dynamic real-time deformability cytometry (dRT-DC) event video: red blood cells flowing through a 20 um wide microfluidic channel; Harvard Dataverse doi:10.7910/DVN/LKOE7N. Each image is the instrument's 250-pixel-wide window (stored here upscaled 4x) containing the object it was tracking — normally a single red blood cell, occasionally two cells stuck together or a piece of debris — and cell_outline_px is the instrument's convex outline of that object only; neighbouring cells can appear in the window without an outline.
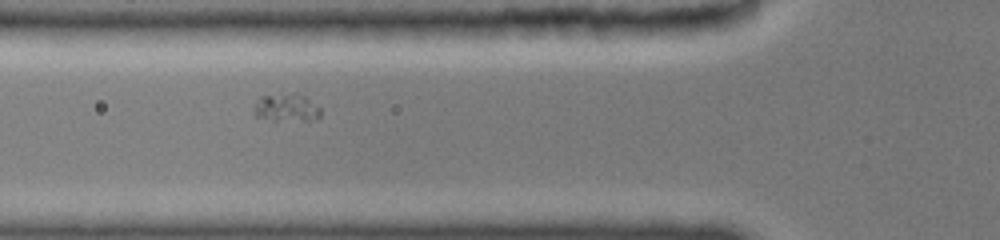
{"species": "common noctule bat (a hibernating species)", "species_latin": "Nyctalus noctula", "temperature_condition": "cold", "stored_images_in_passage": 13, "camera_frame_rate_fps": 3000, "um_per_image_px": 0.085, "animal": {"sex": "female", "body_mass_g": 19.0, "forearm_length_mm": 51.5}, "frame": {"image": 1, "passage_image": 10, "time_ms": 3.333, "image_size_px": [1000, 240], "cell_outline_px": [[320, 116], [308, 120], [304, 120], [256, 116], [256, 100], [260, 96], [292, 92], [296, 92], [304, 96], [320, 108]], "centroid_in_image_um": [24.38, 9.08], "position_along_channel_um": 101.4, "area_um2": 10.17}}
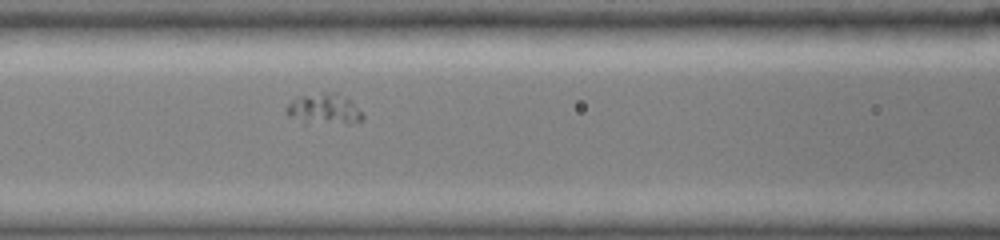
{"frame": {"image": 2, "passage_image": 13, "time_ms": 4.333, "image_size_px": [1000, 240], "cell_outline_px": [[364, 116], [360, 120], [344, 120], [288, 116], [284, 112], [284, 108], [296, 96], [324, 92], [336, 92], [348, 100]], "centroid_in_image_um": [27.45, 9.11], "position_along_channel_um": 139.1, "area_um2": 11.68}}